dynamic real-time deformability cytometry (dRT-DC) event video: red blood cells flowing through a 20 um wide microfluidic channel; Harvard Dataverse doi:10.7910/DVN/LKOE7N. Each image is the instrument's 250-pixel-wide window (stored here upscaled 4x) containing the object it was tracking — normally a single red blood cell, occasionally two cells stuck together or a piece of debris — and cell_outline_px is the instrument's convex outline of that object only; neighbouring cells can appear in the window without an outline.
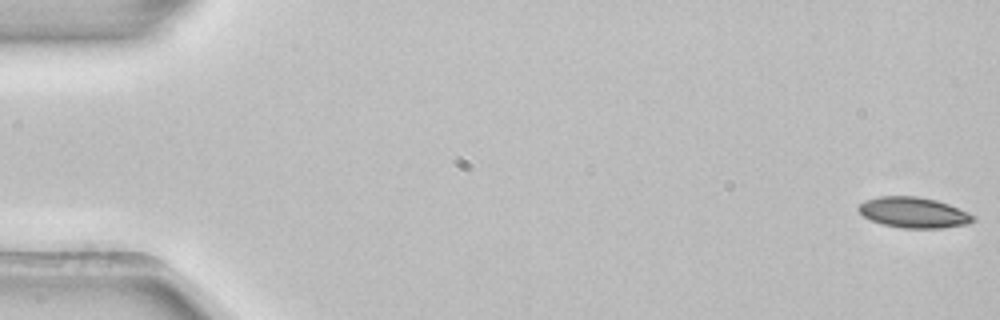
{"species": "common noctule bat (a hibernating species)", "species_latin": "Nyctalus noctula", "temperature_condition": "room temperature", "stored_images_in_passage": 6, "camera_frame_rate_fps": 3000, "um_per_image_px": 0.085, "animal": {"sex": "female", "body_mass_g": 22.7, "forearm_length_mm": 54.2}, "frame": {"image": 1, "passage_image": 1, "time_ms": 0.0, "image_size_px": [1000, 320], "cell_outline_px": [[976, 220], [968, 224], [944, 228], [900, 228], [884, 224], [872, 220], [864, 216], [856, 208], [864, 200], [880, 196], [916, 196], [936, 200], [948, 204], [968, 212], [976, 216]], "centroid_in_image_um": [77.68, 18.06], "position_along_channel_um": 7.3, "area_um2": 20.52}}
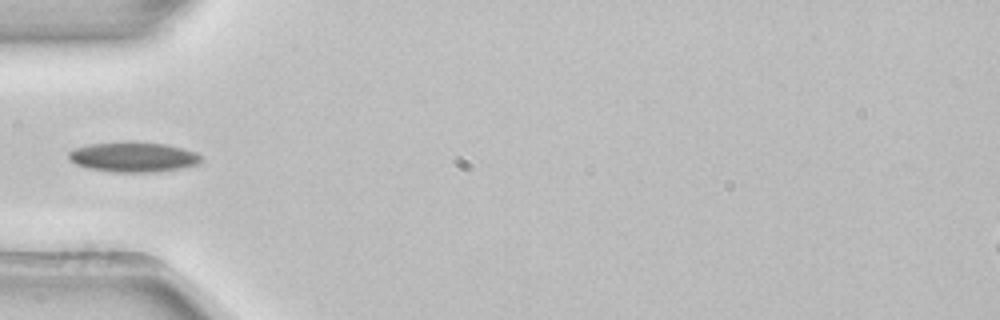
{"frame": {"image": 2, "passage_image": 5, "time_ms": 1.333, "image_size_px": [1000, 320], "cell_outline_px": [[200, 160], [196, 164], [180, 168], [156, 172], [112, 172], [88, 168], [76, 164], [68, 156], [68, 152], [72, 148], [88, 144], [164, 144], [184, 148], [196, 152], [200, 156]], "centroid_in_image_um": [11.31, 13.38], "position_along_channel_um": 73.7, "area_um2": 22.31}}